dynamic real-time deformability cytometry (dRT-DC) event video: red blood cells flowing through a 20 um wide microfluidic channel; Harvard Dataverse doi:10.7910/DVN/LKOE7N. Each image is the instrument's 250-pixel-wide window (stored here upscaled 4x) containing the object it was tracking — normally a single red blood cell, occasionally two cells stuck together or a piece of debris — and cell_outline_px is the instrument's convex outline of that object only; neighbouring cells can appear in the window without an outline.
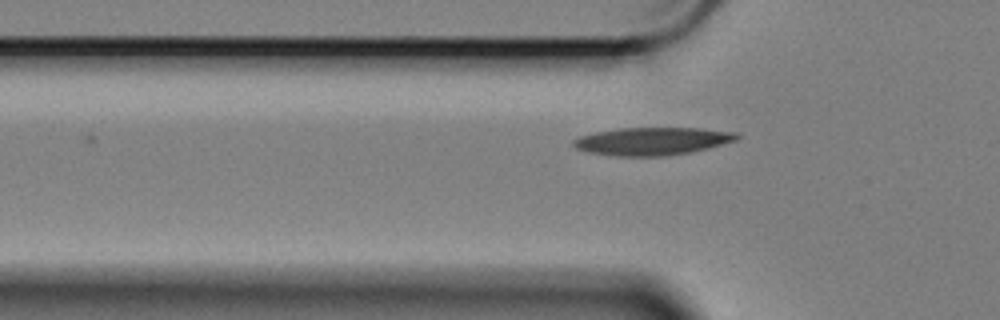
{"species": "Egyptian fruit bat (a non-hibernating species)", "species_latin": "Rousettus aegyptiacus", "temperature_condition": "cold", "stored_images_in_passage": 15, "camera_frame_rate_fps": 3000, "um_per_image_px": 0.085, "animal": {"sex": "female"}, "frame": {"image": 1, "passage_image": 4, "time_ms": 1.0, "image_size_px": [1000, 320], "cell_outline_px": [[740, 136], [736, 140], [708, 148], [692, 152], [668, 156], [616, 156], [588, 152], [576, 148], [572, 144], [572, 140], [580, 136], [596, 132], [620, 128], [704, 128], [736, 132]], "centroid_in_image_um": [55.45, 12.0], "position_along_channel_um": 70.3, "area_um2": 26.53}}
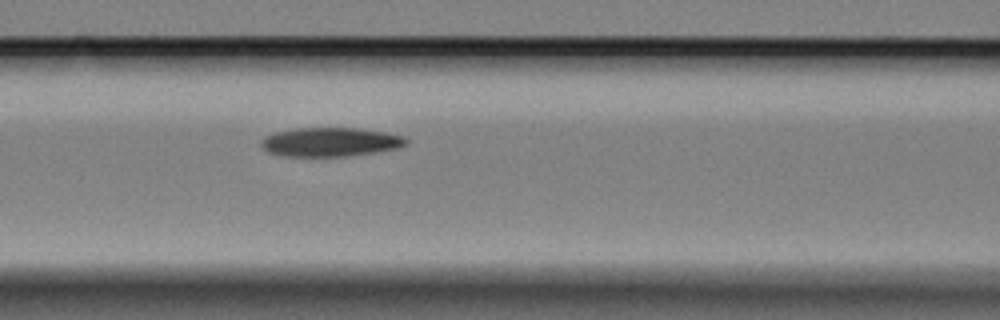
{"frame": {"image": 2, "passage_image": 10, "time_ms": 3.0, "image_size_px": [1000, 320], "cell_outline_px": [[408, 144], [396, 148], [376, 152], [344, 156], [284, 156], [268, 152], [260, 144], [260, 140], [264, 136], [276, 132], [296, 128], [356, 128], [388, 132], [404, 136], [408, 140]], "centroid_in_image_um": [28.08, 12.06], "position_along_channel_um": 138.5, "area_um2": 24.51}}
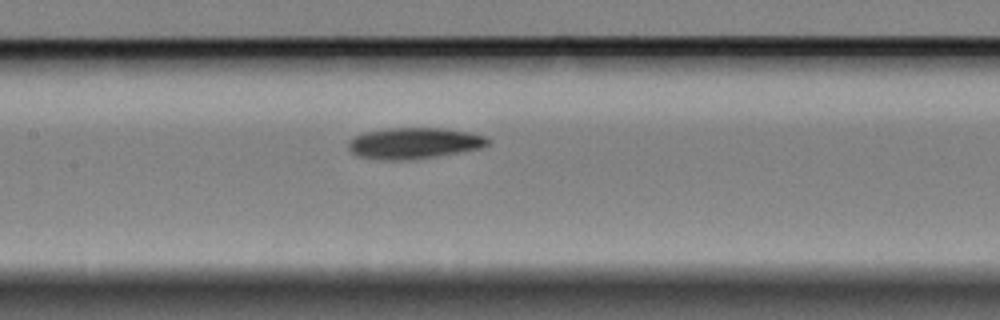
{"frame": {"image": 3, "passage_image": 13, "time_ms": 4.0, "image_size_px": [1000, 320], "cell_outline_px": [[492, 140], [488, 144], [480, 148], [436, 156], [412, 160], [384, 160], [356, 156], [348, 148], [348, 140], [364, 132], [388, 128], [444, 128], [468, 132], [484, 136]], "centroid_in_image_um": [35.17, 12.17], "position_along_channel_um": 172.2, "area_um2": 25.32}}